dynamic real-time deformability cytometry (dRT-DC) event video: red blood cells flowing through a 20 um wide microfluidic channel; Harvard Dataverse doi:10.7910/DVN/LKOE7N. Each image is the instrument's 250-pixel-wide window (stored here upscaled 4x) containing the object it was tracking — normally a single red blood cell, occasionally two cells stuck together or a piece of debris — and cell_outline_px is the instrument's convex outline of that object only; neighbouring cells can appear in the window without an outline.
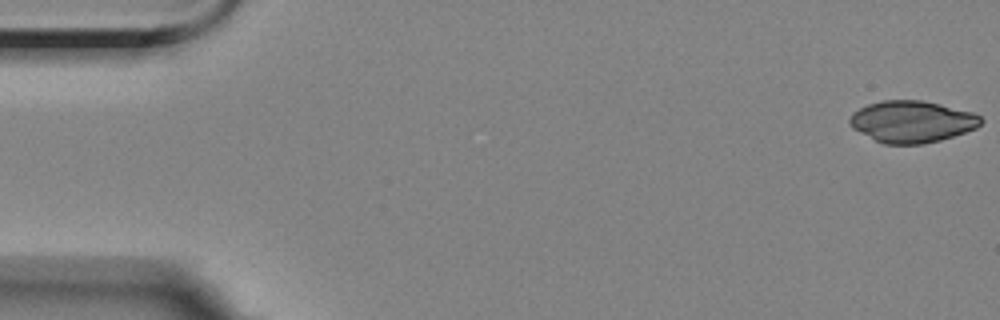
{"species": "Egyptian fruit bat (a non-hibernating species)", "species_latin": "Rousettus aegyptiacus", "temperature_condition": "room temperature", "stored_images_in_passage": 56, "camera_frame_rate_fps": 3000, "um_per_image_px": 0.085, "animal": {"sex": "female"}, "frame": {"image": 1, "passage_image": 1, "time_ms": 0.0, "image_size_px": [1000, 320], "cell_outline_px": [[984, 120], [976, 128], [940, 140], [924, 144], [884, 144], [852, 128], [848, 124], [848, 120], [852, 112], [868, 104], [880, 100], [924, 100], [972, 112], [980, 116]], "centroid_in_image_um": [77.49, 10.33], "position_along_channel_um": 7.5, "area_um2": 31.91}}
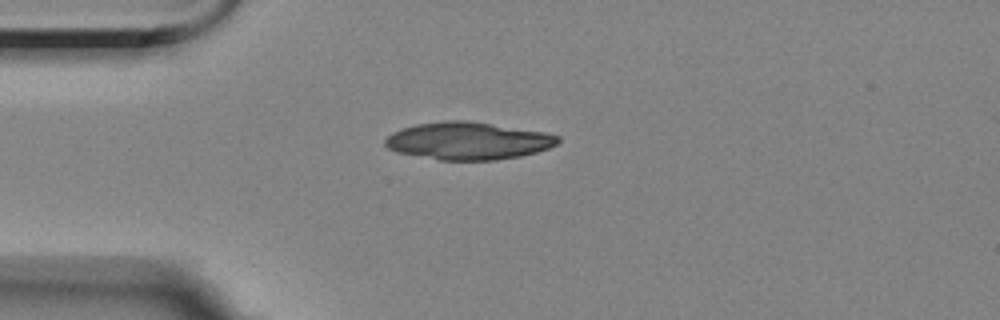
{"frame": {"image": 2, "passage_image": 14, "time_ms": 4.333, "image_size_px": [1000, 320], "cell_outline_px": [[560, 140], [556, 144], [548, 148], [536, 152], [520, 156], [496, 160], [440, 160], [396, 152], [388, 148], [384, 144], [384, 140], [392, 132], [416, 124], [444, 120], [468, 120], [548, 132], [560, 136]], "centroid_in_image_um": [39.8, 11.96], "position_along_channel_um": 45.2, "area_um2": 37.97}}